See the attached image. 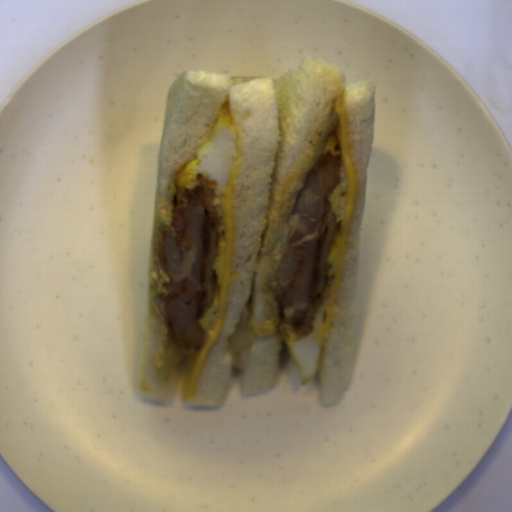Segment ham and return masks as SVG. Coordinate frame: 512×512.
I'll return each instance as SVG.
<instances>
[{
	"label": "ham",
	"instance_id": "1",
	"mask_svg": "<svg viewBox=\"0 0 512 512\" xmlns=\"http://www.w3.org/2000/svg\"><path fill=\"white\" fill-rule=\"evenodd\" d=\"M200 186L190 191L178 189L174 195L170 224L175 237L163 231L158 237V260L170 283L161 294V313L170 321L180 348L201 350L205 333L198 318L213 304L218 273L213 269L225 224L219 205L214 200L223 195L216 192L218 181L197 174Z\"/></svg>",
	"mask_w": 512,
	"mask_h": 512
},
{
	"label": "ham",
	"instance_id": "2",
	"mask_svg": "<svg viewBox=\"0 0 512 512\" xmlns=\"http://www.w3.org/2000/svg\"><path fill=\"white\" fill-rule=\"evenodd\" d=\"M341 160V155L321 152L291 212L300 214L298 225L282 255L275 283L270 284L282 306L281 336L288 341V330L299 339L314 330L316 314L330 288L328 280L334 277L328 276L333 268L328 260L339 225L328 196L340 183Z\"/></svg>",
	"mask_w": 512,
	"mask_h": 512
}]
</instances>
